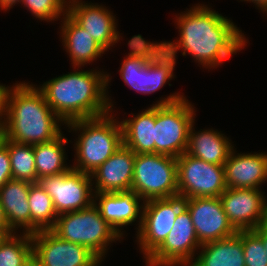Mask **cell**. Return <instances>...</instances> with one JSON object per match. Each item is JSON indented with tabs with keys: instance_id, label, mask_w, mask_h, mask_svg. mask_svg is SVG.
Masks as SVG:
<instances>
[{
	"instance_id": "18",
	"label": "cell",
	"mask_w": 267,
	"mask_h": 266,
	"mask_svg": "<svg viewBox=\"0 0 267 266\" xmlns=\"http://www.w3.org/2000/svg\"><path fill=\"white\" fill-rule=\"evenodd\" d=\"M135 153L124 144L92 174L94 193L130 191Z\"/></svg>"
},
{
	"instance_id": "17",
	"label": "cell",
	"mask_w": 267,
	"mask_h": 266,
	"mask_svg": "<svg viewBox=\"0 0 267 266\" xmlns=\"http://www.w3.org/2000/svg\"><path fill=\"white\" fill-rule=\"evenodd\" d=\"M94 205L98 208L102 218L109 223L116 232L126 238L123 227L136 224L139 231L142 224V208L144 201L134 191L115 193H94ZM126 234V235H125Z\"/></svg>"
},
{
	"instance_id": "3",
	"label": "cell",
	"mask_w": 267,
	"mask_h": 266,
	"mask_svg": "<svg viewBox=\"0 0 267 266\" xmlns=\"http://www.w3.org/2000/svg\"><path fill=\"white\" fill-rule=\"evenodd\" d=\"M64 125L35 84L18 81L8 87L2 123L6 139L31 145L46 143L57 138Z\"/></svg>"
},
{
	"instance_id": "10",
	"label": "cell",
	"mask_w": 267,
	"mask_h": 266,
	"mask_svg": "<svg viewBox=\"0 0 267 266\" xmlns=\"http://www.w3.org/2000/svg\"><path fill=\"white\" fill-rule=\"evenodd\" d=\"M178 194L188 198L220 197L227 189L224 165L211 164L186 152L177 158Z\"/></svg>"
},
{
	"instance_id": "1",
	"label": "cell",
	"mask_w": 267,
	"mask_h": 266,
	"mask_svg": "<svg viewBox=\"0 0 267 266\" xmlns=\"http://www.w3.org/2000/svg\"><path fill=\"white\" fill-rule=\"evenodd\" d=\"M203 3L192 5L189 9L175 13L173 22L179 29L176 40L161 41V46L174 58L180 51L185 57L190 55L197 66L213 70L248 44L240 27L226 15L220 14Z\"/></svg>"
},
{
	"instance_id": "20",
	"label": "cell",
	"mask_w": 267,
	"mask_h": 266,
	"mask_svg": "<svg viewBox=\"0 0 267 266\" xmlns=\"http://www.w3.org/2000/svg\"><path fill=\"white\" fill-rule=\"evenodd\" d=\"M59 29L60 41H62L63 50L69 56L72 67H82L92 65L99 61V58L106 51L96 43L91 35L80 27L68 14L60 21Z\"/></svg>"
},
{
	"instance_id": "13",
	"label": "cell",
	"mask_w": 267,
	"mask_h": 266,
	"mask_svg": "<svg viewBox=\"0 0 267 266\" xmlns=\"http://www.w3.org/2000/svg\"><path fill=\"white\" fill-rule=\"evenodd\" d=\"M33 253L43 266H101L87 247L59 238L51 230L31 234Z\"/></svg>"
},
{
	"instance_id": "16",
	"label": "cell",
	"mask_w": 267,
	"mask_h": 266,
	"mask_svg": "<svg viewBox=\"0 0 267 266\" xmlns=\"http://www.w3.org/2000/svg\"><path fill=\"white\" fill-rule=\"evenodd\" d=\"M187 210L201 244L228 238L238 232L228 220L219 197L189 198Z\"/></svg>"
},
{
	"instance_id": "38",
	"label": "cell",
	"mask_w": 267,
	"mask_h": 266,
	"mask_svg": "<svg viewBox=\"0 0 267 266\" xmlns=\"http://www.w3.org/2000/svg\"><path fill=\"white\" fill-rule=\"evenodd\" d=\"M0 228H10L4 213V209L2 208L1 204H0Z\"/></svg>"
},
{
	"instance_id": "7",
	"label": "cell",
	"mask_w": 267,
	"mask_h": 266,
	"mask_svg": "<svg viewBox=\"0 0 267 266\" xmlns=\"http://www.w3.org/2000/svg\"><path fill=\"white\" fill-rule=\"evenodd\" d=\"M51 231L63 240L87 247L102 262L113 243L124 239L102 218L94 203L88 208L58 215Z\"/></svg>"
},
{
	"instance_id": "32",
	"label": "cell",
	"mask_w": 267,
	"mask_h": 266,
	"mask_svg": "<svg viewBox=\"0 0 267 266\" xmlns=\"http://www.w3.org/2000/svg\"><path fill=\"white\" fill-rule=\"evenodd\" d=\"M8 87L6 84H0V125H2L4 119L5 94Z\"/></svg>"
},
{
	"instance_id": "23",
	"label": "cell",
	"mask_w": 267,
	"mask_h": 266,
	"mask_svg": "<svg viewBox=\"0 0 267 266\" xmlns=\"http://www.w3.org/2000/svg\"><path fill=\"white\" fill-rule=\"evenodd\" d=\"M129 117L122 120L119 118L123 144L135 154L155 153V105H150L136 115L131 113Z\"/></svg>"
},
{
	"instance_id": "4",
	"label": "cell",
	"mask_w": 267,
	"mask_h": 266,
	"mask_svg": "<svg viewBox=\"0 0 267 266\" xmlns=\"http://www.w3.org/2000/svg\"><path fill=\"white\" fill-rule=\"evenodd\" d=\"M127 45L130 50L118 70L125 85L144 95L155 93L166 84L172 85L169 81L176 77L177 59L161 46V41H148L138 34Z\"/></svg>"
},
{
	"instance_id": "37",
	"label": "cell",
	"mask_w": 267,
	"mask_h": 266,
	"mask_svg": "<svg viewBox=\"0 0 267 266\" xmlns=\"http://www.w3.org/2000/svg\"><path fill=\"white\" fill-rule=\"evenodd\" d=\"M23 266H43L41 261L32 253L24 262Z\"/></svg>"
},
{
	"instance_id": "25",
	"label": "cell",
	"mask_w": 267,
	"mask_h": 266,
	"mask_svg": "<svg viewBox=\"0 0 267 266\" xmlns=\"http://www.w3.org/2000/svg\"><path fill=\"white\" fill-rule=\"evenodd\" d=\"M63 133L52 141L33 145L38 180L45 176L62 174L71 168V164L66 161L68 153L65 146L72 140H68Z\"/></svg>"
},
{
	"instance_id": "14",
	"label": "cell",
	"mask_w": 267,
	"mask_h": 266,
	"mask_svg": "<svg viewBox=\"0 0 267 266\" xmlns=\"http://www.w3.org/2000/svg\"><path fill=\"white\" fill-rule=\"evenodd\" d=\"M258 188H227L219 197L228 220L237 230H254L267 223V196Z\"/></svg>"
},
{
	"instance_id": "35",
	"label": "cell",
	"mask_w": 267,
	"mask_h": 266,
	"mask_svg": "<svg viewBox=\"0 0 267 266\" xmlns=\"http://www.w3.org/2000/svg\"><path fill=\"white\" fill-rule=\"evenodd\" d=\"M20 2L21 0H0V9L6 13L10 11L15 4H19Z\"/></svg>"
},
{
	"instance_id": "8",
	"label": "cell",
	"mask_w": 267,
	"mask_h": 266,
	"mask_svg": "<svg viewBox=\"0 0 267 266\" xmlns=\"http://www.w3.org/2000/svg\"><path fill=\"white\" fill-rule=\"evenodd\" d=\"M188 202V197L175 194L143 203L142 224L134 238L144 261L164 242L175 219L187 211Z\"/></svg>"
},
{
	"instance_id": "5",
	"label": "cell",
	"mask_w": 267,
	"mask_h": 266,
	"mask_svg": "<svg viewBox=\"0 0 267 266\" xmlns=\"http://www.w3.org/2000/svg\"><path fill=\"white\" fill-rule=\"evenodd\" d=\"M115 115L118 116L110 111L65 125L67 132H75V137L78 134L71 142L75 153L71 168L91 175L123 145L121 123Z\"/></svg>"
},
{
	"instance_id": "31",
	"label": "cell",
	"mask_w": 267,
	"mask_h": 266,
	"mask_svg": "<svg viewBox=\"0 0 267 266\" xmlns=\"http://www.w3.org/2000/svg\"><path fill=\"white\" fill-rule=\"evenodd\" d=\"M12 177L11 161L7 146L2 142L0 144V188Z\"/></svg>"
},
{
	"instance_id": "6",
	"label": "cell",
	"mask_w": 267,
	"mask_h": 266,
	"mask_svg": "<svg viewBox=\"0 0 267 266\" xmlns=\"http://www.w3.org/2000/svg\"><path fill=\"white\" fill-rule=\"evenodd\" d=\"M155 105V153L178 158L186 152L196 107L183 92L158 98Z\"/></svg>"
},
{
	"instance_id": "2",
	"label": "cell",
	"mask_w": 267,
	"mask_h": 266,
	"mask_svg": "<svg viewBox=\"0 0 267 266\" xmlns=\"http://www.w3.org/2000/svg\"><path fill=\"white\" fill-rule=\"evenodd\" d=\"M72 68V72L36 85L47 104L65 124L116 111V103L108 90L112 79L109 72L97 67L89 70Z\"/></svg>"
},
{
	"instance_id": "39",
	"label": "cell",
	"mask_w": 267,
	"mask_h": 266,
	"mask_svg": "<svg viewBox=\"0 0 267 266\" xmlns=\"http://www.w3.org/2000/svg\"><path fill=\"white\" fill-rule=\"evenodd\" d=\"M5 136H4V129L3 126L0 125V144L3 142Z\"/></svg>"
},
{
	"instance_id": "9",
	"label": "cell",
	"mask_w": 267,
	"mask_h": 266,
	"mask_svg": "<svg viewBox=\"0 0 267 266\" xmlns=\"http://www.w3.org/2000/svg\"><path fill=\"white\" fill-rule=\"evenodd\" d=\"M131 191L144 202L178 194L177 158L157 153L135 154Z\"/></svg>"
},
{
	"instance_id": "19",
	"label": "cell",
	"mask_w": 267,
	"mask_h": 266,
	"mask_svg": "<svg viewBox=\"0 0 267 266\" xmlns=\"http://www.w3.org/2000/svg\"><path fill=\"white\" fill-rule=\"evenodd\" d=\"M227 188H258L267 182V153H237L234 147L224 163Z\"/></svg>"
},
{
	"instance_id": "36",
	"label": "cell",
	"mask_w": 267,
	"mask_h": 266,
	"mask_svg": "<svg viewBox=\"0 0 267 266\" xmlns=\"http://www.w3.org/2000/svg\"><path fill=\"white\" fill-rule=\"evenodd\" d=\"M14 233L11 228H0V246Z\"/></svg>"
},
{
	"instance_id": "33",
	"label": "cell",
	"mask_w": 267,
	"mask_h": 266,
	"mask_svg": "<svg viewBox=\"0 0 267 266\" xmlns=\"http://www.w3.org/2000/svg\"><path fill=\"white\" fill-rule=\"evenodd\" d=\"M241 2H246V3H253L255 6V9H259V13L262 12V14L267 15V0H240Z\"/></svg>"
},
{
	"instance_id": "24",
	"label": "cell",
	"mask_w": 267,
	"mask_h": 266,
	"mask_svg": "<svg viewBox=\"0 0 267 266\" xmlns=\"http://www.w3.org/2000/svg\"><path fill=\"white\" fill-rule=\"evenodd\" d=\"M188 266H245L242 230L231 237L202 244Z\"/></svg>"
},
{
	"instance_id": "27",
	"label": "cell",
	"mask_w": 267,
	"mask_h": 266,
	"mask_svg": "<svg viewBox=\"0 0 267 266\" xmlns=\"http://www.w3.org/2000/svg\"><path fill=\"white\" fill-rule=\"evenodd\" d=\"M11 161L13 179L38 183L33 145L17 143L4 138Z\"/></svg>"
},
{
	"instance_id": "30",
	"label": "cell",
	"mask_w": 267,
	"mask_h": 266,
	"mask_svg": "<svg viewBox=\"0 0 267 266\" xmlns=\"http://www.w3.org/2000/svg\"><path fill=\"white\" fill-rule=\"evenodd\" d=\"M245 266H267V252L262 238L254 230H242Z\"/></svg>"
},
{
	"instance_id": "34",
	"label": "cell",
	"mask_w": 267,
	"mask_h": 266,
	"mask_svg": "<svg viewBox=\"0 0 267 266\" xmlns=\"http://www.w3.org/2000/svg\"><path fill=\"white\" fill-rule=\"evenodd\" d=\"M254 231L262 238V242L267 252V223L255 228Z\"/></svg>"
},
{
	"instance_id": "28",
	"label": "cell",
	"mask_w": 267,
	"mask_h": 266,
	"mask_svg": "<svg viewBox=\"0 0 267 266\" xmlns=\"http://www.w3.org/2000/svg\"><path fill=\"white\" fill-rule=\"evenodd\" d=\"M32 253L31 234L14 233L0 246V266H23Z\"/></svg>"
},
{
	"instance_id": "26",
	"label": "cell",
	"mask_w": 267,
	"mask_h": 266,
	"mask_svg": "<svg viewBox=\"0 0 267 266\" xmlns=\"http://www.w3.org/2000/svg\"><path fill=\"white\" fill-rule=\"evenodd\" d=\"M28 203L30 205V234L51 230L57 220L52 198L38 183L29 188Z\"/></svg>"
},
{
	"instance_id": "21",
	"label": "cell",
	"mask_w": 267,
	"mask_h": 266,
	"mask_svg": "<svg viewBox=\"0 0 267 266\" xmlns=\"http://www.w3.org/2000/svg\"><path fill=\"white\" fill-rule=\"evenodd\" d=\"M195 124L194 121L190 127L186 153L211 164L224 165L234 148L231 138L214 128L196 131Z\"/></svg>"
},
{
	"instance_id": "11",
	"label": "cell",
	"mask_w": 267,
	"mask_h": 266,
	"mask_svg": "<svg viewBox=\"0 0 267 266\" xmlns=\"http://www.w3.org/2000/svg\"><path fill=\"white\" fill-rule=\"evenodd\" d=\"M38 184L52 198L57 215L88 208L94 202L91 175L73 168L59 175L42 177Z\"/></svg>"
},
{
	"instance_id": "29",
	"label": "cell",
	"mask_w": 267,
	"mask_h": 266,
	"mask_svg": "<svg viewBox=\"0 0 267 266\" xmlns=\"http://www.w3.org/2000/svg\"><path fill=\"white\" fill-rule=\"evenodd\" d=\"M20 3L32 16L43 22L54 23L67 14V4L64 0H21Z\"/></svg>"
},
{
	"instance_id": "15",
	"label": "cell",
	"mask_w": 267,
	"mask_h": 266,
	"mask_svg": "<svg viewBox=\"0 0 267 266\" xmlns=\"http://www.w3.org/2000/svg\"><path fill=\"white\" fill-rule=\"evenodd\" d=\"M67 14L106 52L123 41V33L118 31L116 14L108 6L87 1H73L67 5ZM122 34V35H121Z\"/></svg>"
},
{
	"instance_id": "12",
	"label": "cell",
	"mask_w": 267,
	"mask_h": 266,
	"mask_svg": "<svg viewBox=\"0 0 267 266\" xmlns=\"http://www.w3.org/2000/svg\"><path fill=\"white\" fill-rule=\"evenodd\" d=\"M201 245L187 210L175 219L172 230L145 260V266H188Z\"/></svg>"
},
{
	"instance_id": "22",
	"label": "cell",
	"mask_w": 267,
	"mask_h": 266,
	"mask_svg": "<svg viewBox=\"0 0 267 266\" xmlns=\"http://www.w3.org/2000/svg\"><path fill=\"white\" fill-rule=\"evenodd\" d=\"M32 183L10 179L0 188V204L9 227L18 233L30 234L29 188ZM19 228V229H18Z\"/></svg>"
},
{
	"instance_id": "40",
	"label": "cell",
	"mask_w": 267,
	"mask_h": 266,
	"mask_svg": "<svg viewBox=\"0 0 267 266\" xmlns=\"http://www.w3.org/2000/svg\"><path fill=\"white\" fill-rule=\"evenodd\" d=\"M64 1L68 5L69 3L73 2V1H78V0H64Z\"/></svg>"
}]
</instances>
